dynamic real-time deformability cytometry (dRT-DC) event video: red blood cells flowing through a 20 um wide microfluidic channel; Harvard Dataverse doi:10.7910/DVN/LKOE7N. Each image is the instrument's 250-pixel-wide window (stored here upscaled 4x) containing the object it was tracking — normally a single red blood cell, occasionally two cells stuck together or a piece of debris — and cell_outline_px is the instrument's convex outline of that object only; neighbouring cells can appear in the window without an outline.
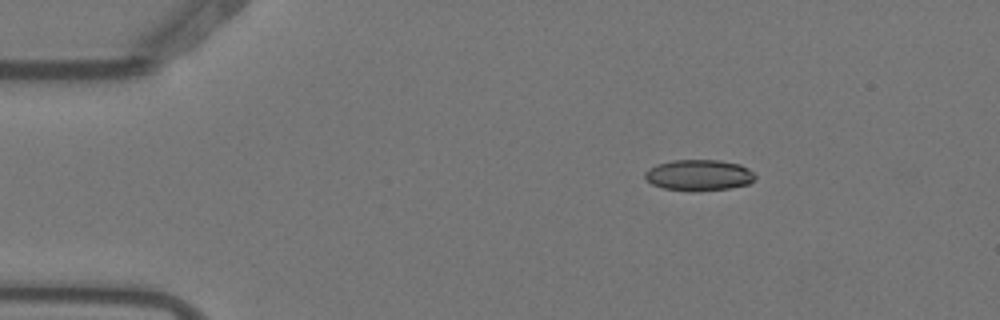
{"species": "Egyptian fruit bat (a non-hibernating species)", "species_latin": "Rousettus aegyptiacus", "temperature_condition": "warm", "stored_images_in_passage": 4, "segment_of_instrument_passage": [1, 2], "camera_frame_rate_fps": 3000, "um_per_image_px": 0.085, "animal": {"sex": "female"}, "frame": {"image": 1, "passage_image": 1, "time_ms": 0.0, "image_size_px": [1000, 320], "cell_outline_px": [[756, 176], [748, 184], [728, 188], [692, 192], [664, 188], [652, 184], [644, 180], [644, 172], [648, 168], [656, 164], [672, 160], [720, 160], [740, 164], [748, 168]], "centroid_in_image_um": [59.35, 14.88], "position_along_channel_um": 25.6, "area_um2": 20.11}}